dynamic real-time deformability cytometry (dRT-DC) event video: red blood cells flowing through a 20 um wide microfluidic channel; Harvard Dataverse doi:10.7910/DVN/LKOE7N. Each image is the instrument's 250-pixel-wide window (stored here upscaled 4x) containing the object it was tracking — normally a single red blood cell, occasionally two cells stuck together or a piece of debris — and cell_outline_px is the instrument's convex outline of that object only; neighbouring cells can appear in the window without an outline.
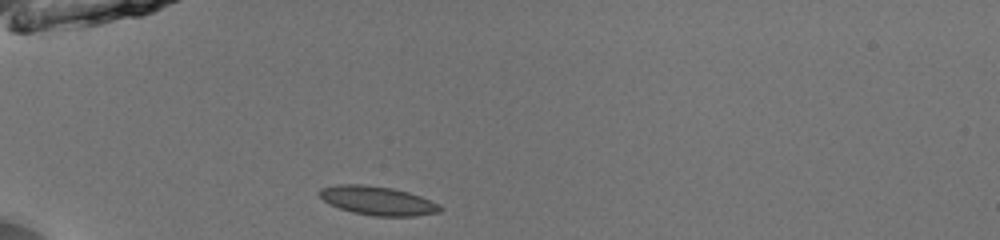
{"species": "common noctule bat (a hibernating species)", "species_latin": "Nyctalus noctula", "temperature_condition": "room temperature", "stored_images_in_passage": 36, "camera_frame_rate_fps": 3000, "um_per_image_px": 0.085, "animal": {"sex": "male", "body_mass_g": 13.0, "forearm_length_mm": 53.1}, "frame": {"image": 1, "passage_image": 1, "time_ms": 0.0, "image_size_px": [1000, 240], "cell_outline_px": [[444, 208], [440, 212], [416, 216], [372, 216], [352, 212], [328, 204], [320, 196], [320, 188], [336, 184], [364, 184], [392, 188], [408, 192], [420, 196], [440, 204]], "centroid_in_image_um": [32.11, 17.06], "position_along_channel_um": 52.9, "area_um2": 20.4}}
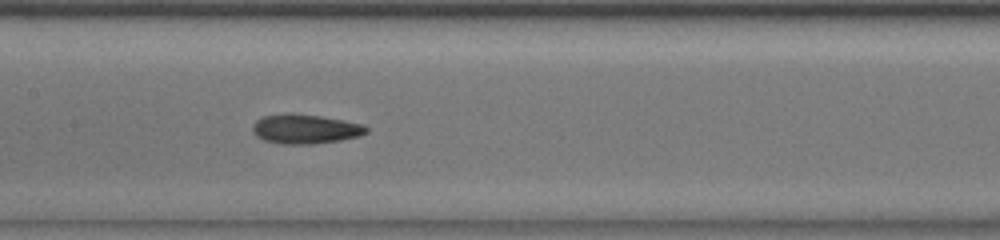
{"frame": {"image": 2, "passage_image": 12, "time_ms": 3.667, "image_size_px": [1000, 240], "cell_outline_px": [[368, 132], [360, 136], [340, 140], [312, 144], [280, 144], [264, 140], [256, 136], [252, 132], [252, 124], [256, 120], [264, 116], [284, 112], [292, 112], [320, 116], [364, 124], [368, 128]], "centroid_in_image_um": [25.92, 10.95], "position_along_channel_um": 181.5, "area_um2": 19.83}}
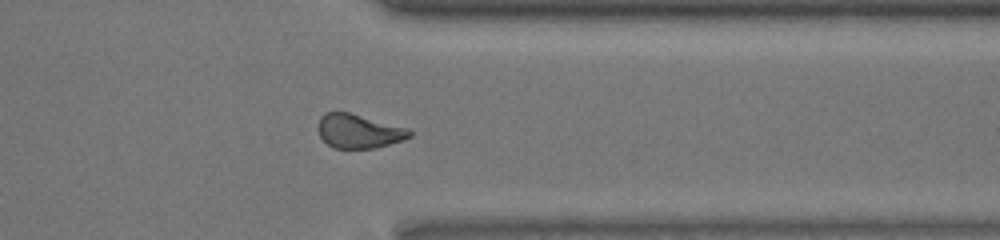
{"frame": {"image": 3, "passage_image": 27, "time_ms": 8.667, "image_size_px": [1000, 240], "cell_outline_px": [[412, 136], [404, 140], [372, 148], [332, 148], [320, 136], [316, 128], [320, 116], [324, 112], [352, 112], [408, 128], [412, 132]], "centroid_in_image_um": [30.47, 11.13], "position_along_channel_um": 380.9, "area_um2": 18.38}, "authors_computed_cell_mechanics": {"area_um2": 19.0451, "velocity_mm_per_s": 4.009, "shape_relaxation_time_tau1_ms": 4.3071, "shape_relaxation_time_tau2_ms": 5.3812, "deformation_change_tau1": 0.1153, "deformation_change_tau2": 0.0945}}